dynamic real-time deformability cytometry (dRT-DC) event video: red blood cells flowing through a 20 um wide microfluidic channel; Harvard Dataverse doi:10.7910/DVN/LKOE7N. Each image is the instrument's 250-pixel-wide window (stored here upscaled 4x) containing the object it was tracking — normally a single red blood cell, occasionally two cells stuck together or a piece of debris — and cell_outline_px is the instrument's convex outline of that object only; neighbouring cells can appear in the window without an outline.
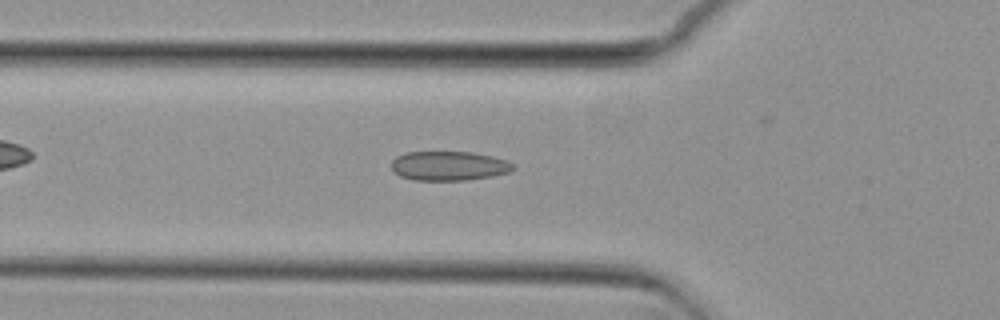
{"species": "common noctule bat (a hibernating species)", "species_latin": "Nyctalus noctula", "temperature_condition": "cold", "stored_images_in_passage": 47, "camera_frame_rate_fps": 3000, "um_per_image_px": 0.085, "animal": {"sex": "female", "body_mass_g": 29.2, "forearm_length_mm": 56.3}, "frame": {"image": 1, "passage_image": 10, "time_ms": 3.0, "image_size_px": [1000, 320], "cell_outline_px": [[516, 168], [508, 172], [492, 176], [464, 180], [412, 180], [400, 176], [392, 172], [392, 160], [396, 156], [408, 152], [472, 152], [492, 156], [508, 160]], "centroid_in_image_um": [38.14, 14.1], "position_along_channel_um": 87.7, "area_um2": 20.87}}
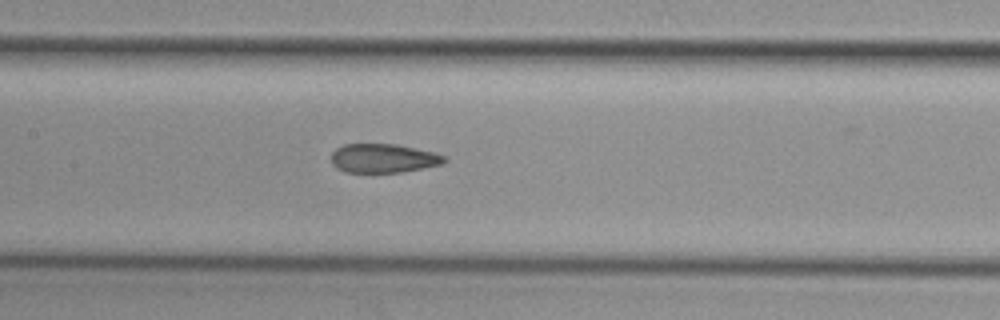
{"frame": {"image": 2, "passage_image": 17, "time_ms": 5.333, "image_size_px": [1000, 320], "cell_outline_px": [[448, 160], [440, 164], [424, 168], [400, 172], [344, 172], [336, 168], [332, 164], [332, 152], [336, 148], [344, 144], [396, 144], [432, 152], [444, 156]], "centroid_in_image_um": [32.55, 13.45], "position_along_channel_um": 174.9, "area_um2": 18.96}}
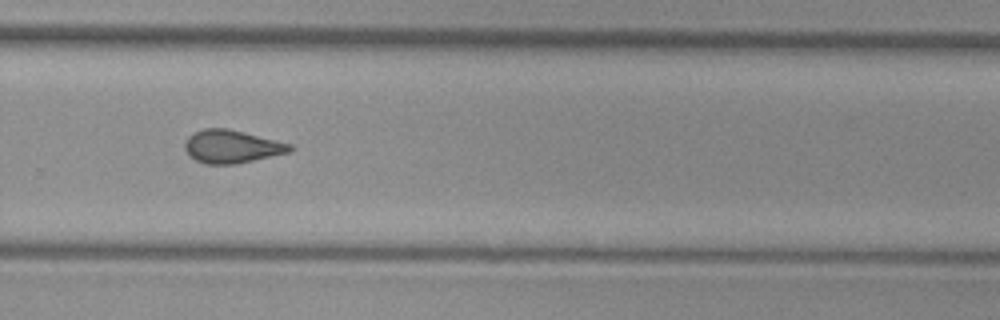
{"frame": {"image": 3, "passage_image": 28, "time_ms": 9.0, "image_size_px": [1000, 320], "cell_outline_px": [[296, 148], [288, 152], [236, 164], [204, 164], [196, 160], [184, 148], [184, 144], [188, 136], [204, 128], [228, 128], [292, 144]], "centroid_in_image_um": [19.71, 12.45], "position_along_channel_um": 310.1, "area_um2": 20.06}}